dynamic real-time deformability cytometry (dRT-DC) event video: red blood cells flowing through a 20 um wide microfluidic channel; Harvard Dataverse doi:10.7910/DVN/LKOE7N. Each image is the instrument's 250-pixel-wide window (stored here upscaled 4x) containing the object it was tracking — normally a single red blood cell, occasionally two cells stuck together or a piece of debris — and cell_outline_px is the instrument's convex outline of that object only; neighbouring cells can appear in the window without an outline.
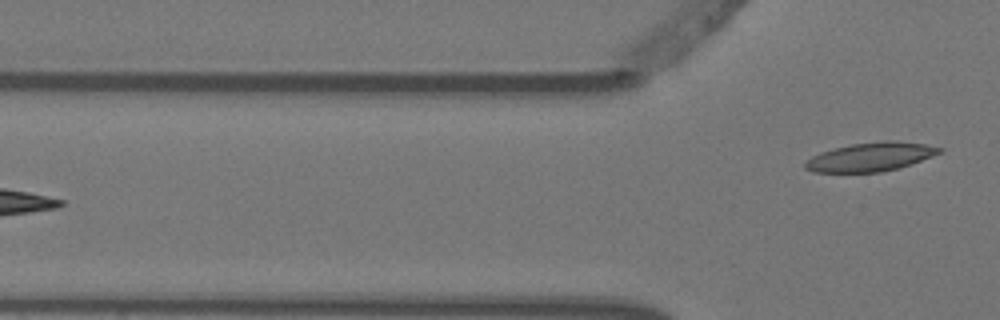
{"species": "Egyptian fruit bat (a non-hibernating species)", "species_latin": "Rousettus aegyptiacus", "temperature_condition": "warm", "stored_images_in_passage": 6, "camera_frame_rate_fps": 3000, "um_per_image_px": 0.085, "animal": {"sex": "female"}, "frame": {"image": 1, "passage_image": 6, "time_ms": 1.667, "image_size_px": [1000, 320], "cell_outline_px": [[944, 148], [940, 152], [932, 156], [896, 168], [880, 172], [812, 172], [804, 168], [804, 164], [812, 156], [820, 152], [852, 144], [884, 140], [896, 140], [924, 144]], "centroid_in_image_um": [73.97, 13.32], "position_along_channel_um": 51.8, "area_um2": 22.2}}